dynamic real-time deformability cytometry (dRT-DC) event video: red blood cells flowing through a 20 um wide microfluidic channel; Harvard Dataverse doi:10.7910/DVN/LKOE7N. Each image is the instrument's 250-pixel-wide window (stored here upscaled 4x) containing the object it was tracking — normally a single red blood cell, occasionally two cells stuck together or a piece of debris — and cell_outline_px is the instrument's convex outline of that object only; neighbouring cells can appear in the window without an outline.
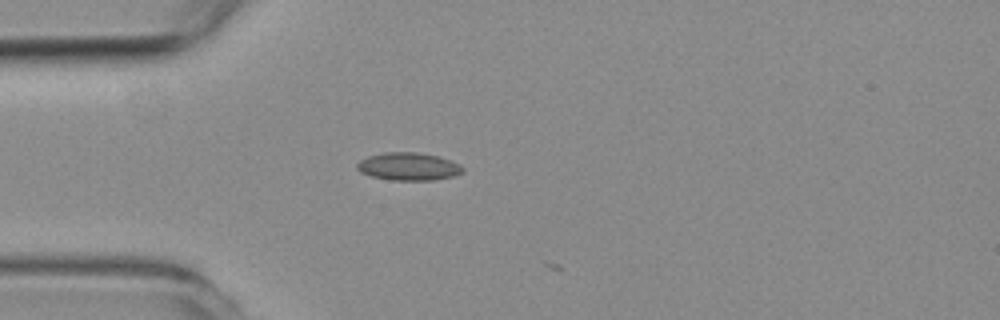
{"species": "common noctule bat (a hibernating species)", "species_latin": "Nyctalus noctula", "temperature_condition": "room temperature", "stored_images_in_passage": 2, "camera_frame_rate_fps": 3000, "um_per_image_px": 0.085, "animal": {"sex": "female", "body_mass_g": 19.3, "forearm_length_mm": 54.1}, "frame": {"image": 1, "passage_image": 1, "time_ms": 0.0, "image_size_px": [1000, 320], "cell_outline_px": [[464, 172], [456, 176], [432, 180], [392, 180], [372, 176], [360, 172], [356, 168], [356, 164], [360, 160], [368, 156], [384, 152], [416, 152], [440, 156], [452, 160], [460, 164], [464, 168]], "centroid_in_image_um": [34.76, 14.15], "position_along_channel_um": 50.2, "area_um2": 17.34}}